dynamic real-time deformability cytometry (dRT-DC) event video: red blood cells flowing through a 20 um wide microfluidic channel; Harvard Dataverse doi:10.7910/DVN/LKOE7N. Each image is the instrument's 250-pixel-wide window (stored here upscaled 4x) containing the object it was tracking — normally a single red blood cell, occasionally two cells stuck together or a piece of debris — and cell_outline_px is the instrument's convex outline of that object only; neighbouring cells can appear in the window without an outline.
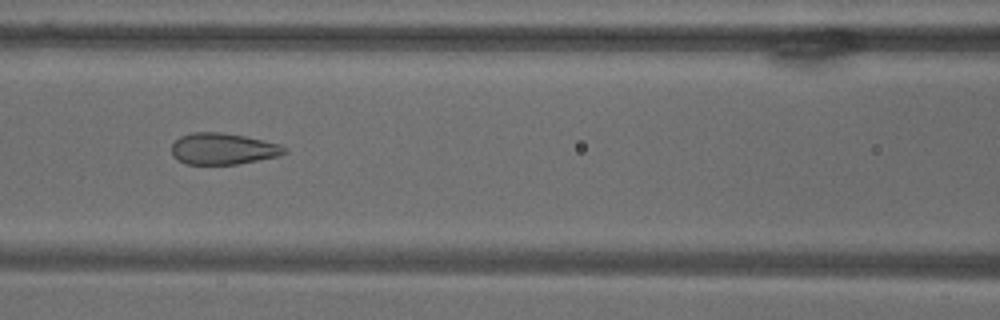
{"species": "common noctule bat (a hibernating species)", "species_latin": "Nyctalus noctula", "temperature_condition": "warm", "stored_images_in_passage": 10, "camera_frame_rate_fps": 3000, "um_per_image_px": 0.085, "animal": {"sex": "male", "body_mass_g": 18.8}, "frame": {"image": 1, "passage_image": 9, "time_ms": 10.333, "image_size_px": [1000, 320], "cell_outline_px": [[288, 152], [280, 156], [236, 164], [188, 164], [176, 160], [172, 156], [172, 144], [180, 136], [192, 132], [220, 132], [244, 136], [280, 144], [288, 148]], "centroid_in_image_um": [18.96, 12.65], "position_along_channel_um": 147.6, "area_um2": 20.75}}